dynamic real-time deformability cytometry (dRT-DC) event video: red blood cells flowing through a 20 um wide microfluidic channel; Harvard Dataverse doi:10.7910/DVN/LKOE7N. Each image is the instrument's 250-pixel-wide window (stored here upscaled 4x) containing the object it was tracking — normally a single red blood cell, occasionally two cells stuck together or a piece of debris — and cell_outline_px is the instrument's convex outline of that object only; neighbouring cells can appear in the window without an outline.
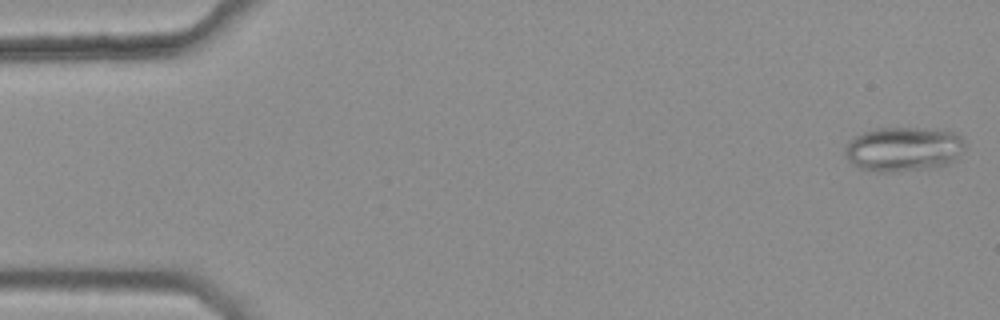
{"species": "common noctule bat (a hibernating species)", "species_latin": "Nyctalus noctula", "temperature_condition": "warm", "stored_images_in_passage": 46, "camera_frame_rate_fps": 3000, "um_per_image_px": 0.085, "animal": {"sex": "female", "body_mass_g": 25.1}, "frame": {"image": 1, "passage_image": 1, "time_ms": 0.0, "image_size_px": [1000, 320], "cell_outline_px": [[964, 148], [956, 160], [948, 164], [936, 168], [896, 172], [876, 172], [856, 168], [848, 160], [844, 152], [844, 148], [852, 136], [876, 128], [924, 128], [952, 132], [960, 136], [964, 144]], "centroid_in_image_um": [76.75, 12.7], "position_along_channel_um": 8.2, "area_um2": 31.62}}
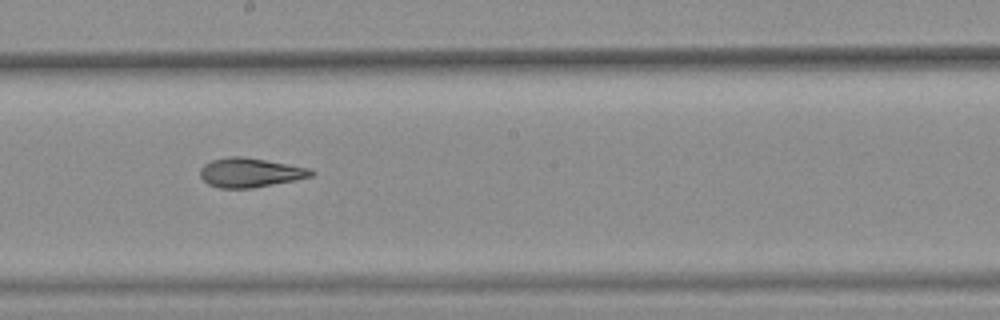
{"frame": {"image": 2, "passage_image": 29, "time_ms": 9.333, "image_size_px": [1000, 320], "cell_outline_px": [[316, 172], [312, 176], [296, 180], [252, 188], [220, 188], [208, 184], [200, 176], [200, 168], [204, 164], [212, 160], [228, 156], [244, 156], [308, 168]], "centroid_in_image_um": [21.24, 14.67], "position_along_channel_um": 227.0, "area_um2": 18.9}}
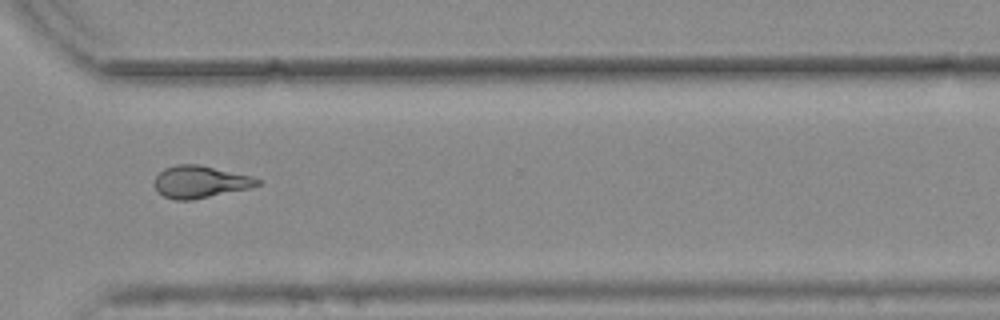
{"frame": {"image": 3, "passage_image": 39, "time_ms": 12.667, "image_size_px": [1000, 320], "cell_outline_px": [[260, 184], [248, 188], [192, 200], [176, 200], [164, 196], [156, 188], [156, 176], [164, 168], [176, 164], [200, 164], [252, 176], [260, 180]], "centroid_in_image_um": [17.02, 15.44], "position_along_channel_um": 353.6, "area_um2": 19.07}, "authors_computed_cell_mechanics": {"area_um2": 19.2763, "velocity_mm_per_s": 3.7857, "shape_relaxation_time_tau1_ms": null, "shape_relaxation_time_tau2_ms": 2.5525, "deformation_change_tau1": null, "deformation_change_tau2": 0.0994}}